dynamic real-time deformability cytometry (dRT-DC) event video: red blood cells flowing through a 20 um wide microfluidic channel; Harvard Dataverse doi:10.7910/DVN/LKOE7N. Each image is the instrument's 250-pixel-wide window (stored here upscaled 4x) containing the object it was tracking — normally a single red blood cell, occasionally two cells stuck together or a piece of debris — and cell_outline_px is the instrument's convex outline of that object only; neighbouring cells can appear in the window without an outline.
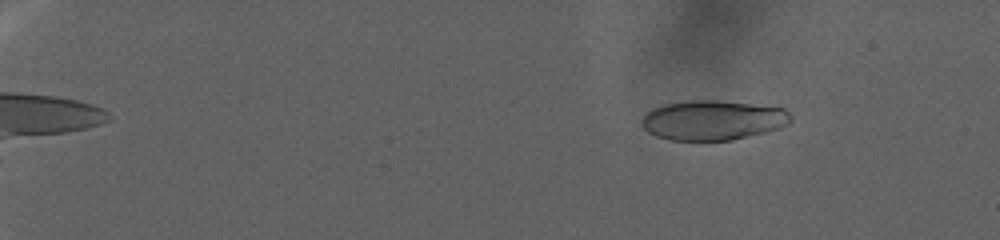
{"species": "human", "species_latin": "Homo sapiens", "temperature_condition": "warm", "stored_images_in_passage": 110, "camera_frame_rate_fps": 3000, "um_per_image_px": 0.085, "donor": {"sex": "female"}, "frame": {"image": 1, "passage_image": 12, "time_ms": 3.667, "image_size_px": [1000, 240], "cell_outline_px": [[792, 120], [788, 124], [780, 128], [732, 140], [668, 140], [656, 136], [648, 132], [640, 124], [640, 120], [652, 108], [664, 104], [688, 100], [716, 100], [784, 108], [792, 116]], "centroid_in_image_um": [60.57, 10.21], "position_along_channel_um": 24.4, "area_um2": 34.56}}
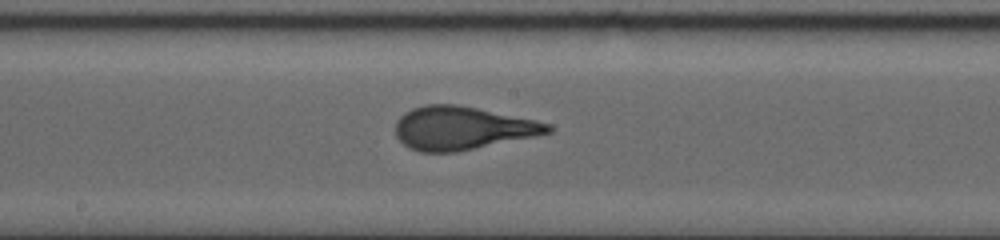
{"frame": {"image": 2, "passage_image": 66, "time_ms": 21.667, "image_size_px": [1000, 240], "cell_outline_px": [[552, 132], [536, 136], [456, 152], [420, 152], [408, 148], [396, 136], [396, 120], [404, 112], [412, 108], [424, 104], [456, 104], [536, 120], [552, 124]], "centroid_in_image_um": [39.27, 10.89], "position_along_channel_um": 208.9, "area_um2": 38.44}}
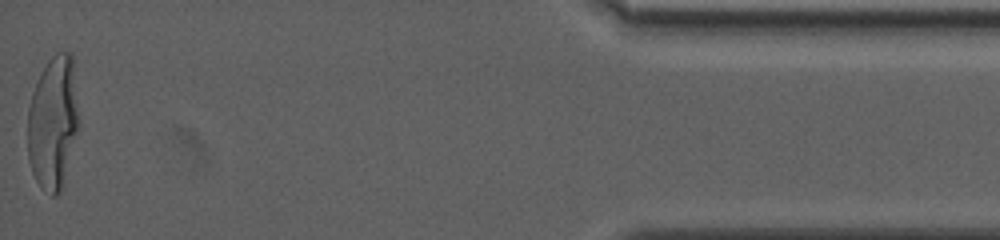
{"frame": {"image": 3, "passage_image": 110, "time_ms": 36.333, "image_size_px": [1000, 240], "cell_outline_px": [[80, 128], [64, 188], [56, 196], [52, 196], [40, 188], [32, 172], [28, 160], [28, 108], [32, 92], [36, 80], [40, 72], [48, 60], [56, 52], [72, 52], [80, 120]], "centroid_in_image_um": [4.55, 10.46], "position_along_channel_um": 430.7, "area_um2": 41.27}}